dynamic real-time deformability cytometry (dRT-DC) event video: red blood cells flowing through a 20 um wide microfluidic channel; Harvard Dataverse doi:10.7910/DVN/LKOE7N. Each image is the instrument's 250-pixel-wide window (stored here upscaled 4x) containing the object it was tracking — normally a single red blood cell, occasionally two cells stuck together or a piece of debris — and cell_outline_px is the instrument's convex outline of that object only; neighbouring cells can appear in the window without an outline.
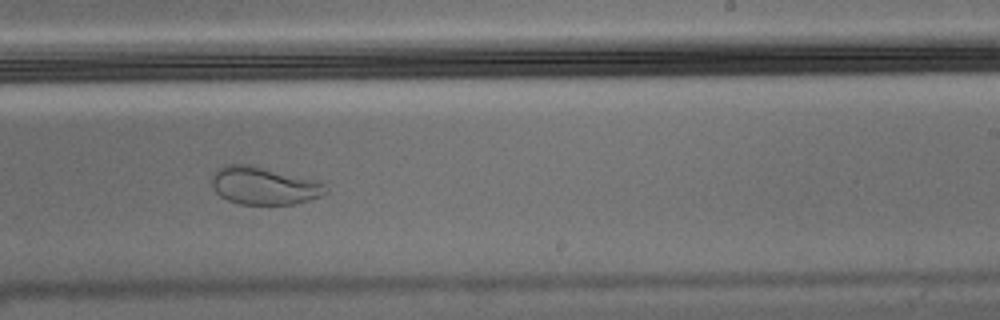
{"species": "Egyptian fruit bat (a non-hibernating species)", "species_latin": "Rousettus aegyptiacus", "temperature_condition": "warm", "stored_images_in_passage": 49, "camera_frame_rate_fps": 3000, "um_per_image_px": 0.085, "animal": {"sex": "male"}, "frame": {"image": 1, "passage_image": 28, "time_ms": 9.0, "image_size_px": [1000, 320], "cell_outline_px": [[328, 192], [320, 196], [296, 204], [240, 204], [228, 200], [220, 196], [212, 188], [212, 176], [220, 168], [228, 164], [252, 164], [316, 180], [324, 184], [328, 188]], "centroid_in_image_um": [22.45, 15.78], "position_along_channel_um": 266.6, "area_um2": 25.09}}
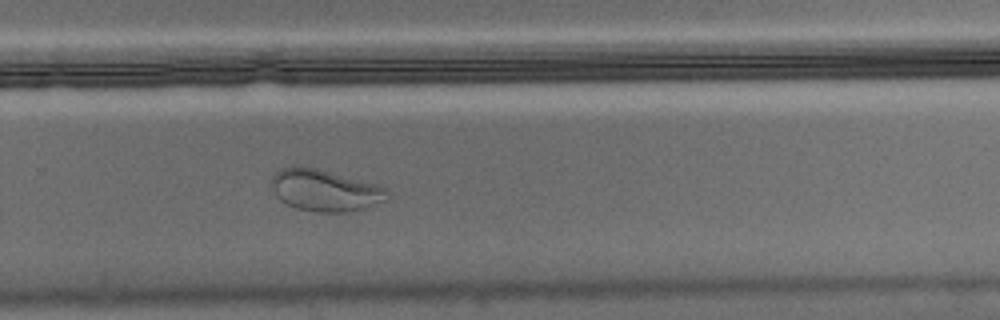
{"frame": {"image": 2, "passage_image": 31, "time_ms": 10.0, "image_size_px": [1000, 320], "cell_outline_px": [[392, 192], [388, 200], [364, 208], [344, 212], [316, 212], [296, 208], [280, 200], [276, 196], [272, 188], [272, 176], [280, 168], [292, 164], [316, 168], [376, 184], [388, 188]], "centroid_in_image_um": [27.63, 16.17], "position_along_channel_um": 302.2, "area_um2": 28.44}}
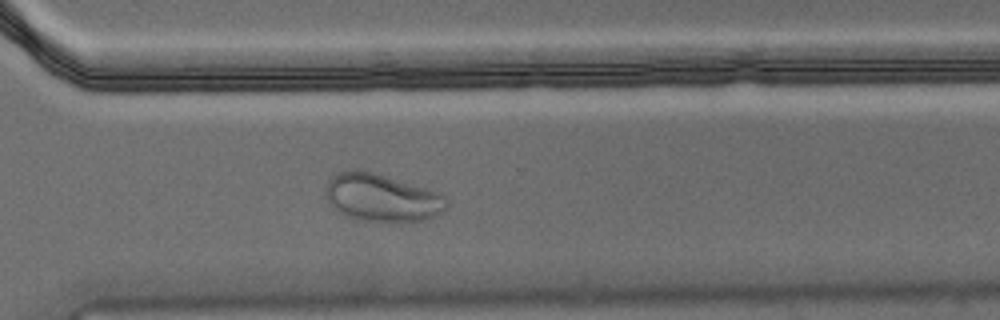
{"frame": {"image": 3, "passage_image": 34, "time_ms": 11.0, "image_size_px": [1000, 320], "cell_outline_px": [[448, 204], [444, 208], [428, 220], [352, 220], [336, 212], [328, 204], [328, 176], [336, 172], [352, 168], [360, 168], [444, 192], [448, 200]], "centroid_in_image_um": [32.44, 16.76], "position_along_channel_um": 338.2, "area_um2": 34.16}}